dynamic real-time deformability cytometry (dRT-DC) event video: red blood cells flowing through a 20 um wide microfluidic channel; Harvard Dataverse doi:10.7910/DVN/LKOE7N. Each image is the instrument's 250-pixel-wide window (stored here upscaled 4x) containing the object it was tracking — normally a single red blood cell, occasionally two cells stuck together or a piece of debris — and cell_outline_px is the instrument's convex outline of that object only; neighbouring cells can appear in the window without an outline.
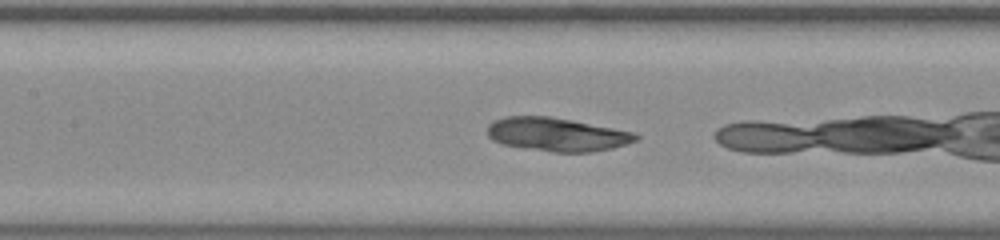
{"species": "common noctule bat (a hibernating species)", "species_latin": "Nyctalus noctula", "temperature_condition": "room temperature", "stored_images_in_passage": 39, "camera_frame_rate_fps": 3000, "um_per_image_px": 0.085, "animal": {"sex": "male", "body_mass_g": 20.0, "forearm_length_mm": 53.3}, "frame": {"image": 1, "passage_image": 21, "time_ms": 6.667, "image_size_px": [1000, 240], "cell_outline_px": [[640, 140], [612, 148], [592, 152], [552, 152], [500, 144], [492, 140], [488, 136], [488, 124], [492, 120], [504, 116], [548, 116], [572, 120], [636, 132], [640, 136]], "centroid_in_image_um": [47.35, 11.42], "position_along_channel_um": 160.1, "area_um2": 29.3}}
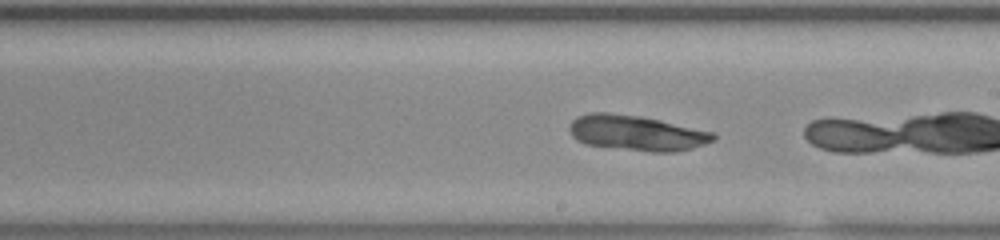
{"frame": {"image": 2, "passage_image": 27, "time_ms": 8.667, "image_size_px": [1000, 240], "cell_outline_px": [[716, 140], [692, 148], [676, 152], [652, 152], [584, 144], [576, 140], [572, 136], [568, 128], [568, 124], [576, 116], [588, 112], [608, 112], [640, 116], [660, 120], [712, 132], [716, 136]], "centroid_in_image_um": [54.06, 11.29], "position_along_channel_um": 234.9, "area_um2": 29.77}}